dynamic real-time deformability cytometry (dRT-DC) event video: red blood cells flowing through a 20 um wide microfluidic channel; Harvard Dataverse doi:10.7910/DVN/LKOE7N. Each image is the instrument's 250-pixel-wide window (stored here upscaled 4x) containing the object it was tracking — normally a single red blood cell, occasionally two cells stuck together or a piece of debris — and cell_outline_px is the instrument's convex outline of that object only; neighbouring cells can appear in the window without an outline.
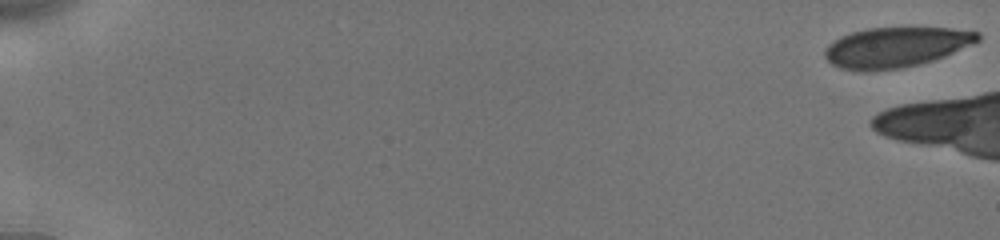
{"species": "human", "species_latin": "Homo sapiens", "temperature_condition": "cold", "stored_images_in_passage": 12, "camera_frame_rate_fps": 3000, "um_per_image_px": 0.085, "donor": {"sex": "male"}, "frame": {"image": 1, "passage_image": 1, "time_ms": 0.0, "image_size_px": [1000, 240], "cell_outline_px": [[980, 40], [972, 44], [944, 56], [932, 60], [900, 68], [864, 72], [840, 68], [832, 64], [824, 56], [824, 48], [828, 44], [840, 36], [852, 32], [868, 28], [952, 28], [980, 32]], "centroid_in_image_um": [76.11, 4.01], "position_along_channel_um": 8.9, "area_um2": 35.72}}